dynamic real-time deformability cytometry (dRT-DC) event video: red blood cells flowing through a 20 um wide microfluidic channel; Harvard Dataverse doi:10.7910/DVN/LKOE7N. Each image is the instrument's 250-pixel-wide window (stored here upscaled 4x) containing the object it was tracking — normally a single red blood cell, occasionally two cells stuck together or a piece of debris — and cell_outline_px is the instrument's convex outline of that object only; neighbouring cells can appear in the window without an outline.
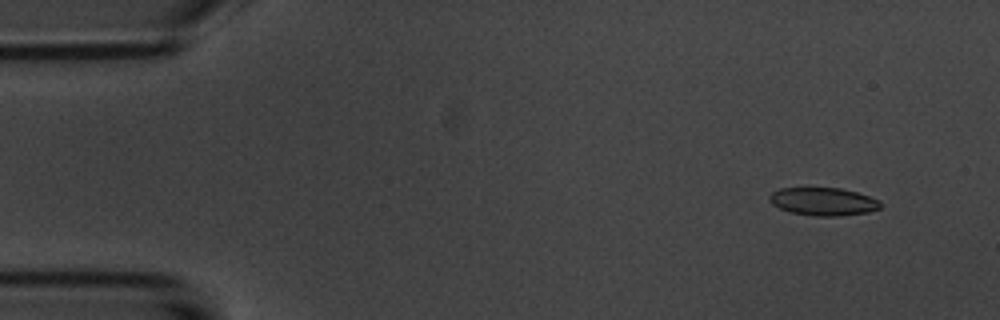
{"species": "common noctule bat (a hibernating species)", "species_latin": "Nyctalus noctula", "temperature_condition": "room temperature", "stored_images_in_passage": 3, "camera_frame_rate_fps": 3000, "um_per_image_px": 0.085, "animal": {"sex": "male", "body_mass_g": 20.1, "forearm_length_mm": 53.5}, "frame": {"image": 1, "passage_image": 1, "time_ms": 0.0, "image_size_px": [1000, 320], "cell_outline_px": [[880, 208], [868, 212], [840, 216], [816, 216], [788, 212], [772, 204], [768, 200], [768, 196], [772, 192], [780, 188], [840, 188], [856, 192], [880, 200]], "centroid_in_image_um": [69.94, 17.13], "position_along_channel_um": 15.1, "area_um2": 18.09}}